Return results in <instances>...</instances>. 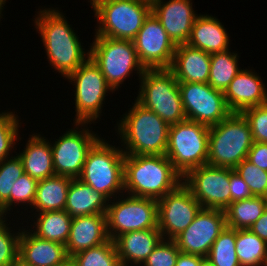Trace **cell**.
<instances>
[{
	"label": "cell",
	"instance_id": "obj_1",
	"mask_svg": "<svg viewBox=\"0 0 267 266\" xmlns=\"http://www.w3.org/2000/svg\"><path fill=\"white\" fill-rule=\"evenodd\" d=\"M38 14L34 25L41 34L47 59L66 78L90 58V50L83 51L78 36L59 10L49 8Z\"/></svg>",
	"mask_w": 267,
	"mask_h": 266
},
{
	"label": "cell",
	"instance_id": "obj_2",
	"mask_svg": "<svg viewBox=\"0 0 267 266\" xmlns=\"http://www.w3.org/2000/svg\"><path fill=\"white\" fill-rule=\"evenodd\" d=\"M182 181L166 155H125L124 190L129 195L158 200Z\"/></svg>",
	"mask_w": 267,
	"mask_h": 266
},
{
	"label": "cell",
	"instance_id": "obj_3",
	"mask_svg": "<svg viewBox=\"0 0 267 266\" xmlns=\"http://www.w3.org/2000/svg\"><path fill=\"white\" fill-rule=\"evenodd\" d=\"M168 131L163 119L136 100L118 124L125 155H165Z\"/></svg>",
	"mask_w": 267,
	"mask_h": 266
},
{
	"label": "cell",
	"instance_id": "obj_4",
	"mask_svg": "<svg viewBox=\"0 0 267 266\" xmlns=\"http://www.w3.org/2000/svg\"><path fill=\"white\" fill-rule=\"evenodd\" d=\"M252 133L242 113L232 112L219 124L210 126L207 164L234 169L253 144Z\"/></svg>",
	"mask_w": 267,
	"mask_h": 266
},
{
	"label": "cell",
	"instance_id": "obj_5",
	"mask_svg": "<svg viewBox=\"0 0 267 266\" xmlns=\"http://www.w3.org/2000/svg\"><path fill=\"white\" fill-rule=\"evenodd\" d=\"M136 101L155 112L169 126L187 120L179 82L169 68L145 69Z\"/></svg>",
	"mask_w": 267,
	"mask_h": 266
},
{
	"label": "cell",
	"instance_id": "obj_6",
	"mask_svg": "<svg viewBox=\"0 0 267 266\" xmlns=\"http://www.w3.org/2000/svg\"><path fill=\"white\" fill-rule=\"evenodd\" d=\"M209 129L205 124L189 120L169 126L165 155L182 177L207 164Z\"/></svg>",
	"mask_w": 267,
	"mask_h": 266
},
{
	"label": "cell",
	"instance_id": "obj_7",
	"mask_svg": "<svg viewBox=\"0 0 267 266\" xmlns=\"http://www.w3.org/2000/svg\"><path fill=\"white\" fill-rule=\"evenodd\" d=\"M120 149L100 139L89 151L78 178L109 200L124 191L125 153Z\"/></svg>",
	"mask_w": 267,
	"mask_h": 266
},
{
	"label": "cell",
	"instance_id": "obj_8",
	"mask_svg": "<svg viewBox=\"0 0 267 266\" xmlns=\"http://www.w3.org/2000/svg\"><path fill=\"white\" fill-rule=\"evenodd\" d=\"M100 25L95 36L133 40L152 12L151 0H109L94 8Z\"/></svg>",
	"mask_w": 267,
	"mask_h": 266
},
{
	"label": "cell",
	"instance_id": "obj_9",
	"mask_svg": "<svg viewBox=\"0 0 267 266\" xmlns=\"http://www.w3.org/2000/svg\"><path fill=\"white\" fill-rule=\"evenodd\" d=\"M90 46V58L100 68L113 91L137 70L141 77L145 68L140 63L132 40L95 36Z\"/></svg>",
	"mask_w": 267,
	"mask_h": 266
},
{
	"label": "cell",
	"instance_id": "obj_10",
	"mask_svg": "<svg viewBox=\"0 0 267 266\" xmlns=\"http://www.w3.org/2000/svg\"><path fill=\"white\" fill-rule=\"evenodd\" d=\"M75 85L76 126H86L95 121L101 113L106 92L112 88L95 62L89 58L66 77Z\"/></svg>",
	"mask_w": 267,
	"mask_h": 266
},
{
	"label": "cell",
	"instance_id": "obj_11",
	"mask_svg": "<svg viewBox=\"0 0 267 266\" xmlns=\"http://www.w3.org/2000/svg\"><path fill=\"white\" fill-rule=\"evenodd\" d=\"M122 199L108 204L106 216L109 239L114 240L129 231L158 228L156 199L129 194Z\"/></svg>",
	"mask_w": 267,
	"mask_h": 266
},
{
	"label": "cell",
	"instance_id": "obj_12",
	"mask_svg": "<svg viewBox=\"0 0 267 266\" xmlns=\"http://www.w3.org/2000/svg\"><path fill=\"white\" fill-rule=\"evenodd\" d=\"M182 183L202 208L225 210L231 204L230 168L205 164L189 171Z\"/></svg>",
	"mask_w": 267,
	"mask_h": 266
},
{
	"label": "cell",
	"instance_id": "obj_13",
	"mask_svg": "<svg viewBox=\"0 0 267 266\" xmlns=\"http://www.w3.org/2000/svg\"><path fill=\"white\" fill-rule=\"evenodd\" d=\"M183 109L187 120L213 126L226 119L228 109L223 91L208 83H179Z\"/></svg>",
	"mask_w": 267,
	"mask_h": 266
},
{
	"label": "cell",
	"instance_id": "obj_14",
	"mask_svg": "<svg viewBox=\"0 0 267 266\" xmlns=\"http://www.w3.org/2000/svg\"><path fill=\"white\" fill-rule=\"evenodd\" d=\"M201 208V204L183 183L158 199V229L162 238L174 240L192 223Z\"/></svg>",
	"mask_w": 267,
	"mask_h": 266
},
{
	"label": "cell",
	"instance_id": "obj_15",
	"mask_svg": "<svg viewBox=\"0 0 267 266\" xmlns=\"http://www.w3.org/2000/svg\"><path fill=\"white\" fill-rule=\"evenodd\" d=\"M69 129L51 145L55 175L79 178L91 148L101 139L89 129Z\"/></svg>",
	"mask_w": 267,
	"mask_h": 266
},
{
	"label": "cell",
	"instance_id": "obj_16",
	"mask_svg": "<svg viewBox=\"0 0 267 266\" xmlns=\"http://www.w3.org/2000/svg\"><path fill=\"white\" fill-rule=\"evenodd\" d=\"M132 41L145 69L171 67L176 45L152 12Z\"/></svg>",
	"mask_w": 267,
	"mask_h": 266
},
{
	"label": "cell",
	"instance_id": "obj_17",
	"mask_svg": "<svg viewBox=\"0 0 267 266\" xmlns=\"http://www.w3.org/2000/svg\"><path fill=\"white\" fill-rule=\"evenodd\" d=\"M226 227L224 210L201 208L192 223L174 241L182 253L207 257L214 241Z\"/></svg>",
	"mask_w": 267,
	"mask_h": 266
},
{
	"label": "cell",
	"instance_id": "obj_18",
	"mask_svg": "<svg viewBox=\"0 0 267 266\" xmlns=\"http://www.w3.org/2000/svg\"><path fill=\"white\" fill-rule=\"evenodd\" d=\"M152 13L159 19L169 38L177 46L186 44L199 16L193 10L191 0H151Z\"/></svg>",
	"mask_w": 267,
	"mask_h": 266
},
{
	"label": "cell",
	"instance_id": "obj_19",
	"mask_svg": "<svg viewBox=\"0 0 267 266\" xmlns=\"http://www.w3.org/2000/svg\"><path fill=\"white\" fill-rule=\"evenodd\" d=\"M261 78L243 69L223 92L228 109L241 113L244 109L267 103V91Z\"/></svg>",
	"mask_w": 267,
	"mask_h": 266
},
{
	"label": "cell",
	"instance_id": "obj_20",
	"mask_svg": "<svg viewBox=\"0 0 267 266\" xmlns=\"http://www.w3.org/2000/svg\"><path fill=\"white\" fill-rule=\"evenodd\" d=\"M109 240L106 214L72 218L70 234L65 245L68 257L101 245Z\"/></svg>",
	"mask_w": 267,
	"mask_h": 266
},
{
	"label": "cell",
	"instance_id": "obj_21",
	"mask_svg": "<svg viewBox=\"0 0 267 266\" xmlns=\"http://www.w3.org/2000/svg\"><path fill=\"white\" fill-rule=\"evenodd\" d=\"M211 54L188 44L176 46L169 68L179 83H208Z\"/></svg>",
	"mask_w": 267,
	"mask_h": 266
},
{
	"label": "cell",
	"instance_id": "obj_22",
	"mask_svg": "<svg viewBox=\"0 0 267 266\" xmlns=\"http://www.w3.org/2000/svg\"><path fill=\"white\" fill-rule=\"evenodd\" d=\"M19 258L31 266H60L68 259L65 245L21 231Z\"/></svg>",
	"mask_w": 267,
	"mask_h": 266
},
{
	"label": "cell",
	"instance_id": "obj_23",
	"mask_svg": "<svg viewBox=\"0 0 267 266\" xmlns=\"http://www.w3.org/2000/svg\"><path fill=\"white\" fill-rule=\"evenodd\" d=\"M162 239L158 228L129 231L117 236L113 241L121 266L140 265Z\"/></svg>",
	"mask_w": 267,
	"mask_h": 266
},
{
	"label": "cell",
	"instance_id": "obj_24",
	"mask_svg": "<svg viewBox=\"0 0 267 266\" xmlns=\"http://www.w3.org/2000/svg\"><path fill=\"white\" fill-rule=\"evenodd\" d=\"M109 201L105 195L76 178L72 179L69 184L64 210L72 218L93 214H106Z\"/></svg>",
	"mask_w": 267,
	"mask_h": 266
},
{
	"label": "cell",
	"instance_id": "obj_25",
	"mask_svg": "<svg viewBox=\"0 0 267 266\" xmlns=\"http://www.w3.org/2000/svg\"><path fill=\"white\" fill-rule=\"evenodd\" d=\"M186 44L212 54L229 49V36L217 18L199 15Z\"/></svg>",
	"mask_w": 267,
	"mask_h": 266
},
{
	"label": "cell",
	"instance_id": "obj_26",
	"mask_svg": "<svg viewBox=\"0 0 267 266\" xmlns=\"http://www.w3.org/2000/svg\"><path fill=\"white\" fill-rule=\"evenodd\" d=\"M44 138L39 134L31 135L25 150L18 154L24 173L37 181L55 176L51 144Z\"/></svg>",
	"mask_w": 267,
	"mask_h": 266
},
{
	"label": "cell",
	"instance_id": "obj_27",
	"mask_svg": "<svg viewBox=\"0 0 267 266\" xmlns=\"http://www.w3.org/2000/svg\"><path fill=\"white\" fill-rule=\"evenodd\" d=\"M72 178L55 175L38 181L33 208L37 212L64 210Z\"/></svg>",
	"mask_w": 267,
	"mask_h": 266
},
{
	"label": "cell",
	"instance_id": "obj_28",
	"mask_svg": "<svg viewBox=\"0 0 267 266\" xmlns=\"http://www.w3.org/2000/svg\"><path fill=\"white\" fill-rule=\"evenodd\" d=\"M267 208V198L253 196L232 202L224 211L226 225L232 229H249Z\"/></svg>",
	"mask_w": 267,
	"mask_h": 266
},
{
	"label": "cell",
	"instance_id": "obj_29",
	"mask_svg": "<svg viewBox=\"0 0 267 266\" xmlns=\"http://www.w3.org/2000/svg\"><path fill=\"white\" fill-rule=\"evenodd\" d=\"M34 222V235L39 238L66 245L72 222V217L65 210L38 213Z\"/></svg>",
	"mask_w": 267,
	"mask_h": 266
},
{
	"label": "cell",
	"instance_id": "obj_30",
	"mask_svg": "<svg viewBox=\"0 0 267 266\" xmlns=\"http://www.w3.org/2000/svg\"><path fill=\"white\" fill-rule=\"evenodd\" d=\"M236 255L240 266H267V242L249 229L236 230Z\"/></svg>",
	"mask_w": 267,
	"mask_h": 266
},
{
	"label": "cell",
	"instance_id": "obj_31",
	"mask_svg": "<svg viewBox=\"0 0 267 266\" xmlns=\"http://www.w3.org/2000/svg\"><path fill=\"white\" fill-rule=\"evenodd\" d=\"M229 50L211 54L208 84L223 92L242 70L238 66V54Z\"/></svg>",
	"mask_w": 267,
	"mask_h": 266
},
{
	"label": "cell",
	"instance_id": "obj_32",
	"mask_svg": "<svg viewBox=\"0 0 267 266\" xmlns=\"http://www.w3.org/2000/svg\"><path fill=\"white\" fill-rule=\"evenodd\" d=\"M214 266H240L236 255V229L226 227L206 257Z\"/></svg>",
	"mask_w": 267,
	"mask_h": 266
},
{
	"label": "cell",
	"instance_id": "obj_33",
	"mask_svg": "<svg viewBox=\"0 0 267 266\" xmlns=\"http://www.w3.org/2000/svg\"><path fill=\"white\" fill-rule=\"evenodd\" d=\"M75 266H121L114 241L78 252L70 257Z\"/></svg>",
	"mask_w": 267,
	"mask_h": 266
},
{
	"label": "cell",
	"instance_id": "obj_34",
	"mask_svg": "<svg viewBox=\"0 0 267 266\" xmlns=\"http://www.w3.org/2000/svg\"><path fill=\"white\" fill-rule=\"evenodd\" d=\"M23 174V164L17 154L0 162V211L3 216L12 208L10 207V193L13 192L15 181Z\"/></svg>",
	"mask_w": 267,
	"mask_h": 266
},
{
	"label": "cell",
	"instance_id": "obj_35",
	"mask_svg": "<svg viewBox=\"0 0 267 266\" xmlns=\"http://www.w3.org/2000/svg\"><path fill=\"white\" fill-rule=\"evenodd\" d=\"M234 170L244 179L253 196L267 198V171L247 159L239 163Z\"/></svg>",
	"mask_w": 267,
	"mask_h": 266
},
{
	"label": "cell",
	"instance_id": "obj_36",
	"mask_svg": "<svg viewBox=\"0 0 267 266\" xmlns=\"http://www.w3.org/2000/svg\"><path fill=\"white\" fill-rule=\"evenodd\" d=\"M18 115L12 112L0 114V162L8 158L9 151L15 145L18 137Z\"/></svg>",
	"mask_w": 267,
	"mask_h": 266
},
{
	"label": "cell",
	"instance_id": "obj_37",
	"mask_svg": "<svg viewBox=\"0 0 267 266\" xmlns=\"http://www.w3.org/2000/svg\"><path fill=\"white\" fill-rule=\"evenodd\" d=\"M5 217L0 221V266H11L19 257V240L21 231L10 233L5 223Z\"/></svg>",
	"mask_w": 267,
	"mask_h": 266
},
{
	"label": "cell",
	"instance_id": "obj_38",
	"mask_svg": "<svg viewBox=\"0 0 267 266\" xmlns=\"http://www.w3.org/2000/svg\"><path fill=\"white\" fill-rule=\"evenodd\" d=\"M241 113L250 125L253 141L267 143V103L246 108Z\"/></svg>",
	"mask_w": 267,
	"mask_h": 266
},
{
	"label": "cell",
	"instance_id": "obj_39",
	"mask_svg": "<svg viewBox=\"0 0 267 266\" xmlns=\"http://www.w3.org/2000/svg\"><path fill=\"white\" fill-rule=\"evenodd\" d=\"M167 241V242H166ZM180 250L174 240H164L143 262L144 266H175Z\"/></svg>",
	"mask_w": 267,
	"mask_h": 266
},
{
	"label": "cell",
	"instance_id": "obj_40",
	"mask_svg": "<svg viewBox=\"0 0 267 266\" xmlns=\"http://www.w3.org/2000/svg\"><path fill=\"white\" fill-rule=\"evenodd\" d=\"M38 181L30 175L24 173L17 179L13 185V192L10 193V206L15 203H27L33 205ZM16 201V202H15Z\"/></svg>",
	"mask_w": 267,
	"mask_h": 266
},
{
	"label": "cell",
	"instance_id": "obj_41",
	"mask_svg": "<svg viewBox=\"0 0 267 266\" xmlns=\"http://www.w3.org/2000/svg\"><path fill=\"white\" fill-rule=\"evenodd\" d=\"M230 194L231 203L253 197L244 179L232 168H230Z\"/></svg>",
	"mask_w": 267,
	"mask_h": 266
},
{
	"label": "cell",
	"instance_id": "obj_42",
	"mask_svg": "<svg viewBox=\"0 0 267 266\" xmlns=\"http://www.w3.org/2000/svg\"><path fill=\"white\" fill-rule=\"evenodd\" d=\"M247 160L267 171V143L254 141L248 152Z\"/></svg>",
	"mask_w": 267,
	"mask_h": 266
},
{
	"label": "cell",
	"instance_id": "obj_43",
	"mask_svg": "<svg viewBox=\"0 0 267 266\" xmlns=\"http://www.w3.org/2000/svg\"><path fill=\"white\" fill-rule=\"evenodd\" d=\"M249 230L267 242V208L261 217L249 228Z\"/></svg>",
	"mask_w": 267,
	"mask_h": 266
},
{
	"label": "cell",
	"instance_id": "obj_44",
	"mask_svg": "<svg viewBox=\"0 0 267 266\" xmlns=\"http://www.w3.org/2000/svg\"><path fill=\"white\" fill-rule=\"evenodd\" d=\"M205 257L179 252L175 266H199Z\"/></svg>",
	"mask_w": 267,
	"mask_h": 266
},
{
	"label": "cell",
	"instance_id": "obj_45",
	"mask_svg": "<svg viewBox=\"0 0 267 266\" xmlns=\"http://www.w3.org/2000/svg\"><path fill=\"white\" fill-rule=\"evenodd\" d=\"M11 266H31L30 264L25 263L19 257L13 262Z\"/></svg>",
	"mask_w": 267,
	"mask_h": 266
},
{
	"label": "cell",
	"instance_id": "obj_46",
	"mask_svg": "<svg viewBox=\"0 0 267 266\" xmlns=\"http://www.w3.org/2000/svg\"><path fill=\"white\" fill-rule=\"evenodd\" d=\"M199 266H214L206 257L201 261Z\"/></svg>",
	"mask_w": 267,
	"mask_h": 266
},
{
	"label": "cell",
	"instance_id": "obj_47",
	"mask_svg": "<svg viewBox=\"0 0 267 266\" xmlns=\"http://www.w3.org/2000/svg\"><path fill=\"white\" fill-rule=\"evenodd\" d=\"M109 1V0H90L92 7L94 8L98 3Z\"/></svg>",
	"mask_w": 267,
	"mask_h": 266
},
{
	"label": "cell",
	"instance_id": "obj_48",
	"mask_svg": "<svg viewBox=\"0 0 267 266\" xmlns=\"http://www.w3.org/2000/svg\"><path fill=\"white\" fill-rule=\"evenodd\" d=\"M60 266H75L71 259H68L63 265Z\"/></svg>",
	"mask_w": 267,
	"mask_h": 266
},
{
	"label": "cell",
	"instance_id": "obj_49",
	"mask_svg": "<svg viewBox=\"0 0 267 266\" xmlns=\"http://www.w3.org/2000/svg\"><path fill=\"white\" fill-rule=\"evenodd\" d=\"M5 1L6 0H0V14L2 13V10H3V5H5L4 3H5ZM0 17H1V15H0Z\"/></svg>",
	"mask_w": 267,
	"mask_h": 266
},
{
	"label": "cell",
	"instance_id": "obj_50",
	"mask_svg": "<svg viewBox=\"0 0 267 266\" xmlns=\"http://www.w3.org/2000/svg\"><path fill=\"white\" fill-rule=\"evenodd\" d=\"M3 215H2V213H1V211H0V221L3 219Z\"/></svg>",
	"mask_w": 267,
	"mask_h": 266
}]
</instances>
